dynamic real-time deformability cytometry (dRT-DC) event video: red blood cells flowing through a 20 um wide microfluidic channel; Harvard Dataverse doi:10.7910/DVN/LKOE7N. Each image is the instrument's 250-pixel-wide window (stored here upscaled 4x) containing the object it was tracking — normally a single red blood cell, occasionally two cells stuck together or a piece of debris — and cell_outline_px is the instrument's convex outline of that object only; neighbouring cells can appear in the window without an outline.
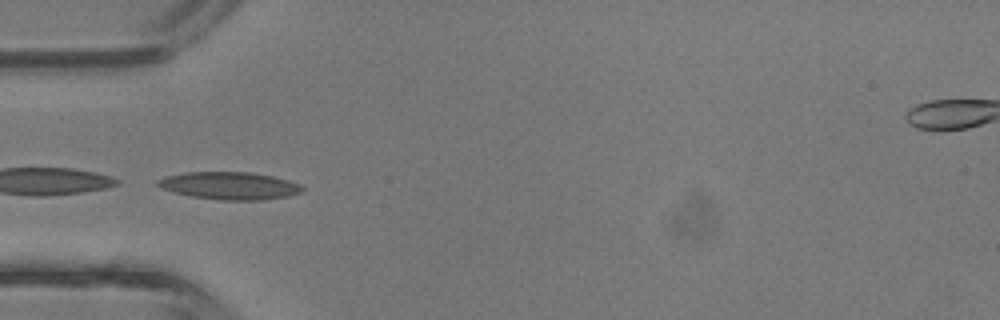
{"species": "common noctule bat (a hibernating species)", "species_latin": "Nyctalus noctula", "temperature_condition": "room temperature", "stored_images_in_passage": 5, "camera_frame_rate_fps": 3000, "um_per_image_px": 0.085, "animal": {"sex": "male", "body_mass_g": 13.3}, "frame": {"image": 1, "passage_image": 4, "time_ms": 1.0, "image_size_px": [1000, 320], "cell_outline_px": [[304, 192], [288, 196], [264, 200], [220, 200], [192, 196], [160, 188], [152, 184], [156, 180], [164, 176], [188, 172], [248, 172], [272, 176], [288, 180], [300, 184], [304, 188]], "centroid_in_image_um": [19.5, 15.78], "position_along_channel_um": 65.5, "area_um2": 23.35}}
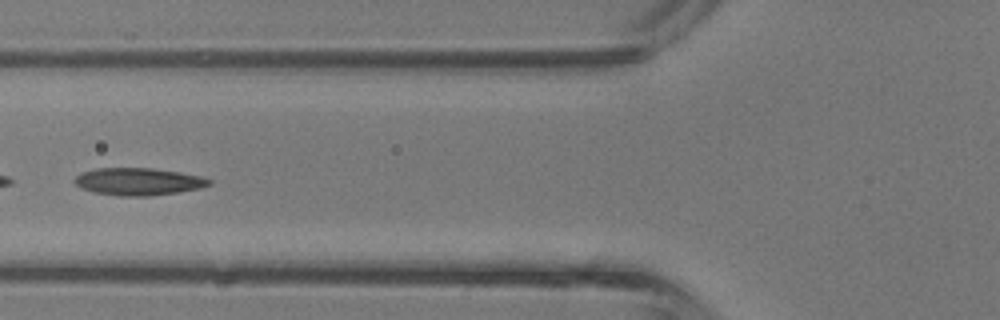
{"frame": {"image": 2, "passage_image": 5, "time_ms": 1.333, "image_size_px": [1000, 320], "cell_outline_px": [[212, 184], [200, 188], [180, 192], [148, 196], [120, 196], [96, 192], [80, 188], [72, 180], [80, 172], [96, 168], [152, 168], [180, 172], [204, 176], [212, 180]], "centroid_in_image_um": [11.78, 15.43], "position_along_channel_um": 114.0, "area_um2": 21.68}}